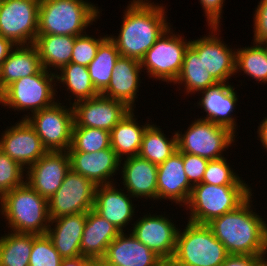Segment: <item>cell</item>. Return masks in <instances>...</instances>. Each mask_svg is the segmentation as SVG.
<instances>
[{
	"instance_id": "cell-4",
	"label": "cell",
	"mask_w": 267,
	"mask_h": 266,
	"mask_svg": "<svg viewBox=\"0 0 267 266\" xmlns=\"http://www.w3.org/2000/svg\"><path fill=\"white\" fill-rule=\"evenodd\" d=\"M177 232L173 266H221L229 255L207 224L188 222Z\"/></svg>"
},
{
	"instance_id": "cell-30",
	"label": "cell",
	"mask_w": 267,
	"mask_h": 266,
	"mask_svg": "<svg viewBox=\"0 0 267 266\" xmlns=\"http://www.w3.org/2000/svg\"><path fill=\"white\" fill-rule=\"evenodd\" d=\"M119 57L116 44L107 37L99 45L93 61L87 66L91 81L100 94L108 87L114 65Z\"/></svg>"
},
{
	"instance_id": "cell-3",
	"label": "cell",
	"mask_w": 267,
	"mask_h": 266,
	"mask_svg": "<svg viewBox=\"0 0 267 266\" xmlns=\"http://www.w3.org/2000/svg\"><path fill=\"white\" fill-rule=\"evenodd\" d=\"M2 213L16 233L46 234L50 223L48 200L26 182L1 197ZM43 222H46L45 224Z\"/></svg>"
},
{
	"instance_id": "cell-47",
	"label": "cell",
	"mask_w": 267,
	"mask_h": 266,
	"mask_svg": "<svg viewBox=\"0 0 267 266\" xmlns=\"http://www.w3.org/2000/svg\"><path fill=\"white\" fill-rule=\"evenodd\" d=\"M261 123L262 124H260L259 128V136L263 146L267 149V118H265Z\"/></svg>"
},
{
	"instance_id": "cell-2",
	"label": "cell",
	"mask_w": 267,
	"mask_h": 266,
	"mask_svg": "<svg viewBox=\"0 0 267 266\" xmlns=\"http://www.w3.org/2000/svg\"><path fill=\"white\" fill-rule=\"evenodd\" d=\"M128 7L120 35L110 39L116 44L120 56L140 61L169 27L162 6L133 0Z\"/></svg>"
},
{
	"instance_id": "cell-33",
	"label": "cell",
	"mask_w": 267,
	"mask_h": 266,
	"mask_svg": "<svg viewBox=\"0 0 267 266\" xmlns=\"http://www.w3.org/2000/svg\"><path fill=\"white\" fill-rule=\"evenodd\" d=\"M33 234L11 233L0 239V266H29Z\"/></svg>"
},
{
	"instance_id": "cell-27",
	"label": "cell",
	"mask_w": 267,
	"mask_h": 266,
	"mask_svg": "<svg viewBox=\"0 0 267 266\" xmlns=\"http://www.w3.org/2000/svg\"><path fill=\"white\" fill-rule=\"evenodd\" d=\"M17 47L4 60L0 67V93L11 83L23 77L37 74L43 67L37 48L34 44L29 47Z\"/></svg>"
},
{
	"instance_id": "cell-24",
	"label": "cell",
	"mask_w": 267,
	"mask_h": 266,
	"mask_svg": "<svg viewBox=\"0 0 267 266\" xmlns=\"http://www.w3.org/2000/svg\"><path fill=\"white\" fill-rule=\"evenodd\" d=\"M132 205L129 197L111 184L96 186L93 209L120 232H123L124 225L132 219L134 213Z\"/></svg>"
},
{
	"instance_id": "cell-12",
	"label": "cell",
	"mask_w": 267,
	"mask_h": 266,
	"mask_svg": "<svg viewBox=\"0 0 267 266\" xmlns=\"http://www.w3.org/2000/svg\"><path fill=\"white\" fill-rule=\"evenodd\" d=\"M168 28L145 53L140 60L141 67L147 68L150 75L165 81H173L179 76L184 60V54L189 42H183L180 36H165Z\"/></svg>"
},
{
	"instance_id": "cell-21",
	"label": "cell",
	"mask_w": 267,
	"mask_h": 266,
	"mask_svg": "<svg viewBox=\"0 0 267 266\" xmlns=\"http://www.w3.org/2000/svg\"><path fill=\"white\" fill-rule=\"evenodd\" d=\"M86 217L87 212H82L50 220L57 225L54 229L49 227L46 234L63 259L81 256L80 244Z\"/></svg>"
},
{
	"instance_id": "cell-1",
	"label": "cell",
	"mask_w": 267,
	"mask_h": 266,
	"mask_svg": "<svg viewBox=\"0 0 267 266\" xmlns=\"http://www.w3.org/2000/svg\"><path fill=\"white\" fill-rule=\"evenodd\" d=\"M250 198L207 224L228 254L263 256L266 253L267 224L250 211Z\"/></svg>"
},
{
	"instance_id": "cell-32",
	"label": "cell",
	"mask_w": 267,
	"mask_h": 266,
	"mask_svg": "<svg viewBox=\"0 0 267 266\" xmlns=\"http://www.w3.org/2000/svg\"><path fill=\"white\" fill-rule=\"evenodd\" d=\"M159 129L153 125L146 128L138 153L139 157L156 165H160L178 151L176 133L169 141Z\"/></svg>"
},
{
	"instance_id": "cell-14",
	"label": "cell",
	"mask_w": 267,
	"mask_h": 266,
	"mask_svg": "<svg viewBox=\"0 0 267 266\" xmlns=\"http://www.w3.org/2000/svg\"><path fill=\"white\" fill-rule=\"evenodd\" d=\"M64 152V153H63ZM28 182L39 195L49 200L60 188L70 168L66 151H48L28 167Z\"/></svg>"
},
{
	"instance_id": "cell-44",
	"label": "cell",
	"mask_w": 267,
	"mask_h": 266,
	"mask_svg": "<svg viewBox=\"0 0 267 266\" xmlns=\"http://www.w3.org/2000/svg\"><path fill=\"white\" fill-rule=\"evenodd\" d=\"M263 256L229 254L221 266H258Z\"/></svg>"
},
{
	"instance_id": "cell-36",
	"label": "cell",
	"mask_w": 267,
	"mask_h": 266,
	"mask_svg": "<svg viewBox=\"0 0 267 266\" xmlns=\"http://www.w3.org/2000/svg\"><path fill=\"white\" fill-rule=\"evenodd\" d=\"M111 147L110 132L100 128L73 127L68 151L96 152Z\"/></svg>"
},
{
	"instance_id": "cell-25",
	"label": "cell",
	"mask_w": 267,
	"mask_h": 266,
	"mask_svg": "<svg viewBox=\"0 0 267 266\" xmlns=\"http://www.w3.org/2000/svg\"><path fill=\"white\" fill-rule=\"evenodd\" d=\"M122 172L123 183L132 196L157 199L158 165L139 156H133L126 159Z\"/></svg>"
},
{
	"instance_id": "cell-6",
	"label": "cell",
	"mask_w": 267,
	"mask_h": 266,
	"mask_svg": "<svg viewBox=\"0 0 267 266\" xmlns=\"http://www.w3.org/2000/svg\"><path fill=\"white\" fill-rule=\"evenodd\" d=\"M247 187L246 185L195 184L187 202L192 212L189 221L208 224L214 218L236 209L249 196H252Z\"/></svg>"
},
{
	"instance_id": "cell-34",
	"label": "cell",
	"mask_w": 267,
	"mask_h": 266,
	"mask_svg": "<svg viewBox=\"0 0 267 266\" xmlns=\"http://www.w3.org/2000/svg\"><path fill=\"white\" fill-rule=\"evenodd\" d=\"M61 76L57 75L56 78L61 80V82L66 83L67 89L76 95L79 102L82 100H87L94 98L100 93L95 89L90 74L86 66H82L76 63H69L62 69Z\"/></svg>"
},
{
	"instance_id": "cell-37",
	"label": "cell",
	"mask_w": 267,
	"mask_h": 266,
	"mask_svg": "<svg viewBox=\"0 0 267 266\" xmlns=\"http://www.w3.org/2000/svg\"><path fill=\"white\" fill-rule=\"evenodd\" d=\"M62 259L47 234H33L29 266H60Z\"/></svg>"
},
{
	"instance_id": "cell-13",
	"label": "cell",
	"mask_w": 267,
	"mask_h": 266,
	"mask_svg": "<svg viewBox=\"0 0 267 266\" xmlns=\"http://www.w3.org/2000/svg\"><path fill=\"white\" fill-rule=\"evenodd\" d=\"M73 127L100 128L111 131L131 110L124 103L98 95L75 102Z\"/></svg>"
},
{
	"instance_id": "cell-39",
	"label": "cell",
	"mask_w": 267,
	"mask_h": 266,
	"mask_svg": "<svg viewBox=\"0 0 267 266\" xmlns=\"http://www.w3.org/2000/svg\"><path fill=\"white\" fill-rule=\"evenodd\" d=\"M23 167L0 150V197L23 185Z\"/></svg>"
},
{
	"instance_id": "cell-51",
	"label": "cell",
	"mask_w": 267,
	"mask_h": 266,
	"mask_svg": "<svg viewBox=\"0 0 267 266\" xmlns=\"http://www.w3.org/2000/svg\"><path fill=\"white\" fill-rule=\"evenodd\" d=\"M263 263L267 266V261H265L264 259H263Z\"/></svg>"
},
{
	"instance_id": "cell-18",
	"label": "cell",
	"mask_w": 267,
	"mask_h": 266,
	"mask_svg": "<svg viewBox=\"0 0 267 266\" xmlns=\"http://www.w3.org/2000/svg\"><path fill=\"white\" fill-rule=\"evenodd\" d=\"M190 46L199 57H202V63L207 72L218 83L226 82L236 72V53H233L214 35L190 41Z\"/></svg>"
},
{
	"instance_id": "cell-31",
	"label": "cell",
	"mask_w": 267,
	"mask_h": 266,
	"mask_svg": "<svg viewBox=\"0 0 267 266\" xmlns=\"http://www.w3.org/2000/svg\"><path fill=\"white\" fill-rule=\"evenodd\" d=\"M182 81L188 92L206 90L218 84L204 67L202 57L190 45L185 51L181 72L175 80L176 83Z\"/></svg>"
},
{
	"instance_id": "cell-22",
	"label": "cell",
	"mask_w": 267,
	"mask_h": 266,
	"mask_svg": "<svg viewBox=\"0 0 267 266\" xmlns=\"http://www.w3.org/2000/svg\"><path fill=\"white\" fill-rule=\"evenodd\" d=\"M141 68L140 61L120 56L114 65L110 83L101 95L120 101L132 110Z\"/></svg>"
},
{
	"instance_id": "cell-17",
	"label": "cell",
	"mask_w": 267,
	"mask_h": 266,
	"mask_svg": "<svg viewBox=\"0 0 267 266\" xmlns=\"http://www.w3.org/2000/svg\"><path fill=\"white\" fill-rule=\"evenodd\" d=\"M70 158V168L91 180L97 185H110L106 181L118 170L121 160L111 148L102 149L96 152L67 151Z\"/></svg>"
},
{
	"instance_id": "cell-49",
	"label": "cell",
	"mask_w": 267,
	"mask_h": 266,
	"mask_svg": "<svg viewBox=\"0 0 267 266\" xmlns=\"http://www.w3.org/2000/svg\"><path fill=\"white\" fill-rule=\"evenodd\" d=\"M162 266H173L170 262H165Z\"/></svg>"
},
{
	"instance_id": "cell-43",
	"label": "cell",
	"mask_w": 267,
	"mask_h": 266,
	"mask_svg": "<svg viewBox=\"0 0 267 266\" xmlns=\"http://www.w3.org/2000/svg\"><path fill=\"white\" fill-rule=\"evenodd\" d=\"M201 4L203 5V9H205V13L207 14V19L210 28L216 31L217 27L219 26L220 20V13L223 5V0H200Z\"/></svg>"
},
{
	"instance_id": "cell-42",
	"label": "cell",
	"mask_w": 267,
	"mask_h": 266,
	"mask_svg": "<svg viewBox=\"0 0 267 266\" xmlns=\"http://www.w3.org/2000/svg\"><path fill=\"white\" fill-rule=\"evenodd\" d=\"M255 14V44H263L267 40V0H261Z\"/></svg>"
},
{
	"instance_id": "cell-26",
	"label": "cell",
	"mask_w": 267,
	"mask_h": 266,
	"mask_svg": "<svg viewBox=\"0 0 267 266\" xmlns=\"http://www.w3.org/2000/svg\"><path fill=\"white\" fill-rule=\"evenodd\" d=\"M204 97L200 101V106L204 108L207 117L203 120L211 121L214 124L224 126L235 132L234 118L230 117L237 101L236 93L231 85L218 83L202 92Z\"/></svg>"
},
{
	"instance_id": "cell-45",
	"label": "cell",
	"mask_w": 267,
	"mask_h": 266,
	"mask_svg": "<svg viewBox=\"0 0 267 266\" xmlns=\"http://www.w3.org/2000/svg\"><path fill=\"white\" fill-rule=\"evenodd\" d=\"M15 44L3 36L0 35V67L7 56L10 54Z\"/></svg>"
},
{
	"instance_id": "cell-23",
	"label": "cell",
	"mask_w": 267,
	"mask_h": 266,
	"mask_svg": "<svg viewBox=\"0 0 267 266\" xmlns=\"http://www.w3.org/2000/svg\"><path fill=\"white\" fill-rule=\"evenodd\" d=\"M121 232L94 209L87 212L80 244L81 256L93 259L103 258L108 245Z\"/></svg>"
},
{
	"instance_id": "cell-28",
	"label": "cell",
	"mask_w": 267,
	"mask_h": 266,
	"mask_svg": "<svg viewBox=\"0 0 267 266\" xmlns=\"http://www.w3.org/2000/svg\"><path fill=\"white\" fill-rule=\"evenodd\" d=\"M75 36L70 35H37L34 42L38 50L40 62L44 69L52 65L60 70L71 63Z\"/></svg>"
},
{
	"instance_id": "cell-9",
	"label": "cell",
	"mask_w": 267,
	"mask_h": 266,
	"mask_svg": "<svg viewBox=\"0 0 267 266\" xmlns=\"http://www.w3.org/2000/svg\"><path fill=\"white\" fill-rule=\"evenodd\" d=\"M176 136L179 152L215 160L222 158L220 153L231 145L235 135L224 126L200 118L188 128L184 135L180 136L176 133Z\"/></svg>"
},
{
	"instance_id": "cell-48",
	"label": "cell",
	"mask_w": 267,
	"mask_h": 266,
	"mask_svg": "<svg viewBox=\"0 0 267 266\" xmlns=\"http://www.w3.org/2000/svg\"><path fill=\"white\" fill-rule=\"evenodd\" d=\"M88 266H114L107 262L104 258H93L89 260Z\"/></svg>"
},
{
	"instance_id": "cell-8",
	"label": "cell",
	"mask_w": 267,
	"mask_h": 266,
	"mask_svg": "<svg viewBox=\"0 0 267 266\" xmlns=\"http://www.w3.org/2000/svg\"><path fill=\"white\" fill-rule=\"evenodd\" d=\"M40 0H3L0 3V35L15 45L34 44L38 35Z\"/></svg>"
},
{
	"instance_id": "cell-20",
	"label": "cell",
	"mask_w": 267,
	"mask_h": 266,
	"mask_svg": "<svg viewBox=\"0 0 267 266\" xmlns=\"http://www.w3.org/2000/svg\"><path fill=\"white\" fill-rule=\"evenodd\" d=\"M114 266H162L165 262L135 236L121 232L109 245L103 257Z\"/></svg>"
},
{
	"instance_id": "cell-15",
	"label": "cell",
	"mask_w": 267,
	"mask_h": 266,
	"mask_svg": "<svg viewBox=\"0 0 267 266\" xmlns=\"http://www.w3.org/2000/svg\"><path fill=\"white\" fill-rule=\"evenodd\" d=\"M18 124V125H17ZM7 129L0 141V150L22 167L32 165L48 150L26 119Z\"/></svg>"
},
{
	"instance_id": "cell-52",
	"label": "cell",
	"mask_w": 267,
	"mask_h": 266,
	"mask_svg": "<svg viewBox=\"0 0 267 266\" xmlns=\"http://www.w3.org/2000/svg\"><path fill=\"white\" fill-rule=\"evenodd\" d=\"M265 43L267 44V40H266L265 42H263V44H262V45H264ZM265 47L267 48V45H266Z\"/></svg>"
},
{
	"instance_id": "cell-35",
	"label": "cell",
	"mask_w": 267,
	"mask_h": 266,
	"mask_svg": "<svg viewBox=\"0 0 267 266\" xmlns=\"http://www.w3.org/2000/svg\"><path fill=\"white\" fill-rule=\"evenodd\" d=\"M236 52V72L243 70L258 81L267 82V48L258 45ZM239 67V68H238Z\"/></svg>"
},
{
	"instance_id": "cell-41",
	"label": "cell",
	"mask_w": 267,
	"mask_h": 266,
	"mask_svg": "<svg viewBox=\"0 0 267 266\" xmlns=\"http://www.w3.org/2000/svg\"><path fill=\"white\" fill-rule=\"evenodd\" d=\"M183 157L184 171L193 185L202 183L209 160L198 155L180 152Z\"/></svg>"
},
{
	"instance_id": "cell-10",
	"label": "cell",
	"mask_w": 267,
	"mask_h": 266,
	"mask_svg": "<svg viewBox=\"0 0 267 266\" xmlns=\"http://www.w3.org/2000/svg\"><path fill=\"white\" fill-rule=\"evenodd\" d=\"M95 189L91 180L70 169L60 188L48 200L50 220L93 209Z\"/></svg>"
},
{
	"instance_id": "cell-40",
	"label": "cell",
	"mask_w": 267,
	"mask_h": 266,
	"mask_svg": "<svg viewBox=\"0 0 267 266\" xmlns=\"http://www.w3.org/2000/svg\"><path fill=\"white\" fill-rule=\"evenodd\" d=\"M94 39L89 36L81 35L75 38L71 63H76L82 66H88L96 56L99 45L106 39Z\"/></svg>"
},
{
	"instance_id": "cell-46",
	"label": "cell",
	"mask_w": 267,
	"mask_h": 266,
	"mask_svg": "<svg viewBox=\"0 0 267 266\" xmlns=\"http://www.w3.org/2000/svg\"><path fill=\"white\" fill-rule=\"evenodd\" d=\"M89 258L78 256L62 259L60 266H88Z\"/></svg>"
},
{
	"instance_id": "cell-38",
	"label": "cell",
	"mask_w": 267,
	"mask_h": 266,
	"mask_svg": "<svg viewBox=\"0 0 267 266\" xmlns=\"http://www.w3.org/2000/svg\"><path fill=\"white\" fill-rule=\"evenodd\" d=\"M234 174L235 173L231 171L229 165H227L224 157L215 160H209L202 183L215 186L246 185L239 179V177H237V175Z\"/></svg>"
},
{
	"instance_id": "cell-5",
	"label": "cell",
	"mask_w": 267,
	"mask_h": 266,
	"mask_svg": "<svg viewBox=\"0 0 267 266\" xmlns=\"http://www.w3.org/2000/svg\"><path fill=\"white\" fill-rule=\"evenodd\" d=\"M97 13L96 7L83 0H40L38 35L81 36Z\"/></svg>"
},
{
	"instance_id": "cell-29",
	"label": "cell",
	"mask_w": 267,
	"mask_h": 266,
	"mask_svg": "<svg viewBox=\"0 0 267 266\" xmlns=\"http://www.w3.org/2000/svg\"><path fill=\"white\" fill-rule=\"evenodd\" d=\"M133 112L128 114L110 131L111 148L119 159L124 154L129 157L138 156L143 134L149 126L139 127L133 118Z\"/></svg>"
},
{
	"instance_id": "cell-16",
	"label": "cell",
	"mask_w": 267,
	"mask_h": 266,
	"mask_svg": "<svg viewBox=\"0 0 267 266\" xmlns=\"http://www.w3.org/2000/svg\"><path fill=\"white\" fill-rule=\"evenodd\" d=\"M176 229L167 218L150 215L137 222L131 234L164 262H170L176 248Z\"/></svg>"
},
{
	"instance_id": "cell-11",
	"label": "cell",
	"mask_w": 267,
	"mask_h": 266,
	"mask_svg": "<svg viewBox=\"0 0 267 266\" xmlns=\"http://www.w3.org/2000/svg\"><path fill=\"white\" fill-rule=\"evenodd\" d=\"M33 118V119H32ZM40 137L48 151H66L71 146L74 126L73 109H64L57 102L45 109L33 113V117H24Z\"/></svg>"
},
{
	"instance_id": "cell-19",
	"label": "cell",
	"mask_w": 267,
	"mask_h": 266,
	"mask_svg": "<svg viewBox=\"0 0 267 266\" xmlns=\"http://www.w3.org/2000/svg\"><path fill=\"white\" fill-rule=\"evenodd\" d=\"M193 184L184 171L182 154L177 151L158 165L157 198L172 199L187 204Z\"/></svg>"
},
{
	"instance_id": "cell-7",
	"label": "cell",
	"mask_w": 267,
	"mask_h": 266,
	"mask_svg": "<svg viewBox=\"0 0 267 266\" xmlns=\"http://www.w3.org/2000/svg\"><path fill=\"white\" fill-rule=\"evenodd\" d=\"M42 68L37 74L20 78L0 93V103L14 109H31L33 113L55 104L54 89L51 84L56 77Z\"/></svg>"
},
{
	"instance_id": "cell-50",
	"label": "cell",
	"mask_w": 267,
	"mask_h": 266,
	"mask_svg": "<svg viewBox=\"0 0 267 266\" xmlns=\"http://www.w3.org/2000/svg\"><path fill=\"white\" fill-rule=\"evenodd\" d=\"M258 266H266L263 261Z\"/></svg>"
}]
</instances>
